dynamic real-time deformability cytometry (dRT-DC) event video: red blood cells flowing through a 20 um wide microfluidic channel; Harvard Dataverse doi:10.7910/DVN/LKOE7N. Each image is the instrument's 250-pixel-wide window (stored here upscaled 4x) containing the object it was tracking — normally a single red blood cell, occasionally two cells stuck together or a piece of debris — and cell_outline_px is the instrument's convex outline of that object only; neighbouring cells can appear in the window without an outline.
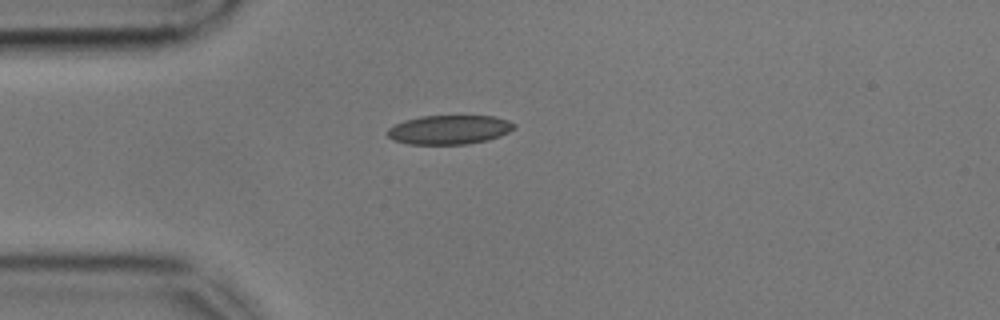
{"species": "common noctule bat (a hibernating species)", "species_latin": "Nyctalus noctula", "temperature_condition": "cold", "stored_images_in_passage": 42, "camera_frame_rate_fps": 3000, "um_per_image_px": 0.085, "animal": {"sex": "male", "body_mass_g": 17.9, "forearm_length_mm": 54.2}, "frame": {"image": 1, "passage_image": 1, "time_ms": 0.0, "image_size_px": [1000, 320], "cell_outline_px": [[516, 128], [500, 136], [488, 140], [468, 144], [408, 144], [392, 140], [388, 136], [388, 128], [404, 120], [420, 116], [492, 116], [508, 120], [516, 124]], "centroid_in_image_um": [38.2, 11.02], "position_along_channel_um": 46.8, "area_um2": 21.56}}
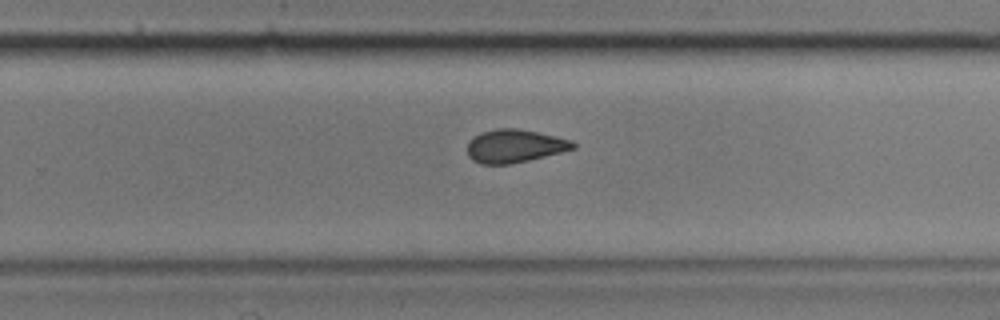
{"frame": {"image": 2, "passage_image": 22, "time_ms": 7.0, "image_size_px": [1000, 320], "cell_outline_px": [[576, 148], [528, 160], [508, 164], [480, 164], [472, 160], [468, 156], [468, 140], [484, 132], [496, 128], [516, 128], [556, 136], [572, 140], [576, 144]], "centroid_in_image_um": [43.74, 12.41], "position_along_channel_um": 286.1, "area_um2": 20.23}}
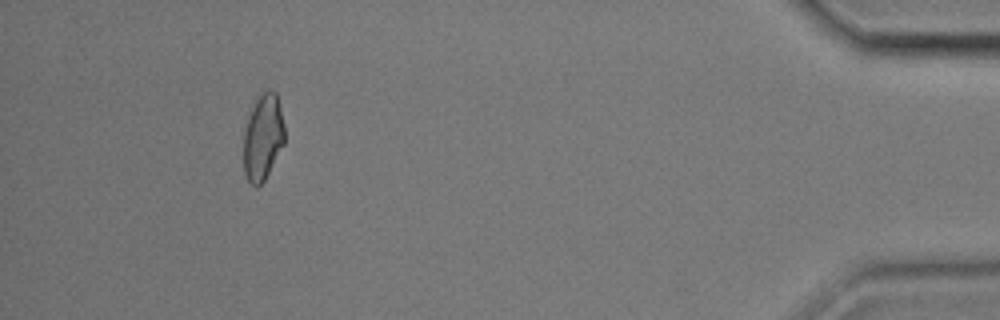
{"frame": {"image": 3, "passage_image": 38, "time_ms": 12.333, "image_size_px": [1000, 320], "cell_outline_px": [[284, 144], [264, 180], [256, 188], [248, 180], [244, 172], [244, 128], [248, 116], [256, 100], [268, 88], [276, 92], [284, 124]], "centroid_in_image_um": [22.35, 11.66], "position_along_channel_um": 412.9, "area_um2": 20.4}, "authors_computed_cell_mechanics": {"area_um2": 20.9814, "velocity_mm_per_s": 3.5848, "shape_relaxation_time_tau1_ms": 4.4516, "shape_relaxation_time_tau2_ms": 3.2873, "deformation_change_tau1": 0.1167, "deformation_change_tau2": 0.0885}}